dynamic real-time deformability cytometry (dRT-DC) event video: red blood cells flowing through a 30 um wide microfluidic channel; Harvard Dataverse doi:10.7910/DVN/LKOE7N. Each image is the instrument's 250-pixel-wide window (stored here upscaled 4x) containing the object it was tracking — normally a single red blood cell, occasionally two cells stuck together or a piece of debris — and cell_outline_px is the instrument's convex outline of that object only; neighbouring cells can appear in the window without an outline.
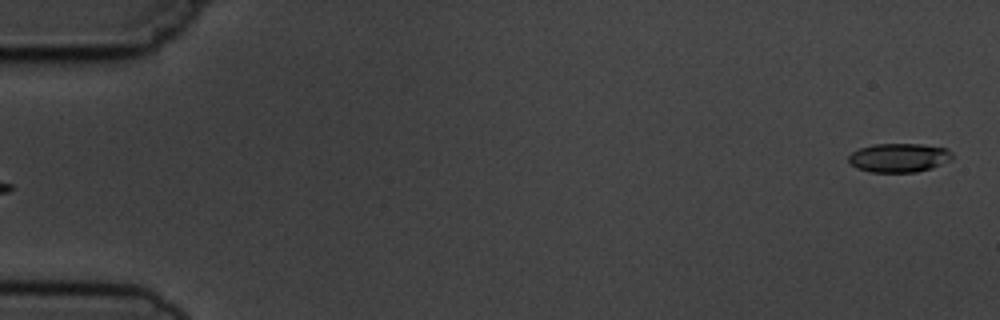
{"species": "common noctule bat (a hibernating species)", "species_latin": "Nyctalus noctula", "temperature_condition": "cold", "stored_images_in_passage": 4, "segment_of_instrument_passage": [2, 2], "camera_frame_rate_fps": 3000, "um_per_image_px": 0.085, "animal": {"sex": "male", "body_mass_g": 19.5, "forearm_length_mm": 54.6}, "frame": {"image": 1, "passage_image": 4, "time_ms": 4.333, "image_size_px": [1000, 320], "cell_outline_px": [[952, 160], [932, 168], [916, 172], [872, 172], [856, 168], [848, 160], [848, 156], [852, 152], [860, 148], [872, 144], [920, 144], [948, 148], [952, 152]], "centroid_in_image_um": [76.44, 13.4], "position_along_channel_um": 8.6, "area_um2": 17.57}}